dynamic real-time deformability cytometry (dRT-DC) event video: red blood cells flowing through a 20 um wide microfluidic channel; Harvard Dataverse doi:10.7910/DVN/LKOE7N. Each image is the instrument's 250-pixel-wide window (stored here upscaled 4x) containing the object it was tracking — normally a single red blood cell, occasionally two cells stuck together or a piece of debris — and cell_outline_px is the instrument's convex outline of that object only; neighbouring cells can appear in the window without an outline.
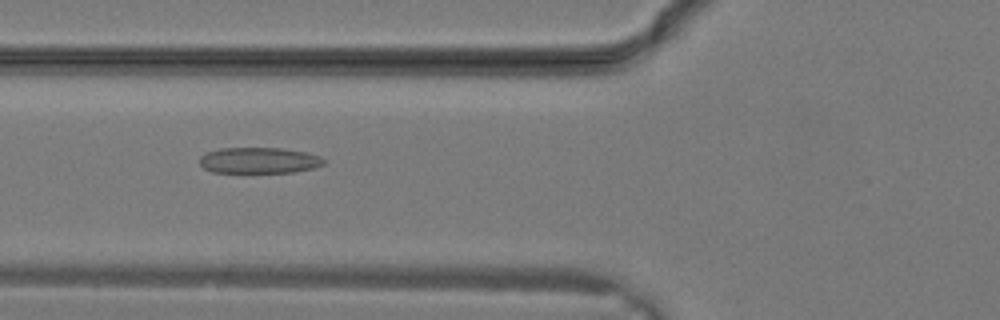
{"species": "common noctule bat (a hibernating species)", "species_latin": "Nyctalus noctula", "temperature_condition": "warm", "stored_images_in_passage": 19, "camera_frame_rate_fps": 3000, "um_per_image_px": 0.085, "animal": {"sex": "male", "body_mass_g": 19.2, "forearm_length_mm": 51.8}, "frame": {"image": 1, "passage_image": 12, "time_ms": 3.667, "image_size_px": [1000, 320], "cell_outline_px": [[324, 164], [312, 168], [292, 172], [212, 172], [204, 168], [200, 164], [200, 156], [204, 152], [220, 148], [280, 148], [304, 152], [320, 156], [324, 160]], "centroid_in_image_um": [21.96, 13.62], "position_along_channel_um": 103.8, "area_um2": 18.67}}
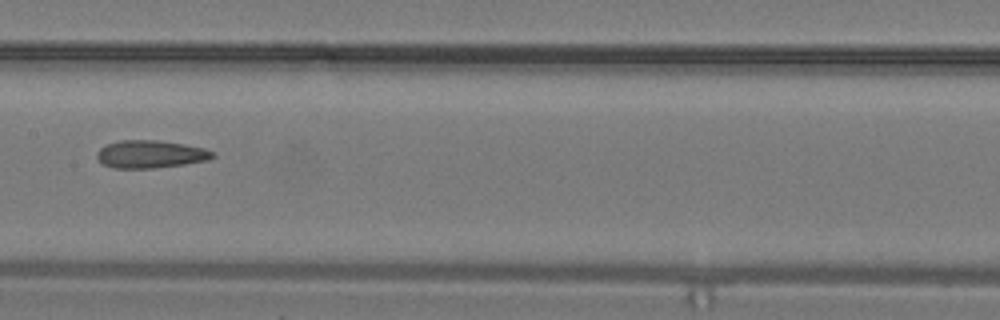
{"frame": {"image": 2, "passage_image": 16, "time_ms": 5.0, "image_size_px": [1000, 320], "cell_outline_px": [[216, 156], [208, 160], [184, 164], [152, 168], [112, 168], [104, 164], [96, 156], [96, 152], [100, 148], [108, 144], [120, 140], [156, 140], [184, 144], [204, 148], [216, 152]], "centroid_in_image_um": [12.82, 13.1], "position_along_channel_um": 194.6, "area_um2": 18.67}}
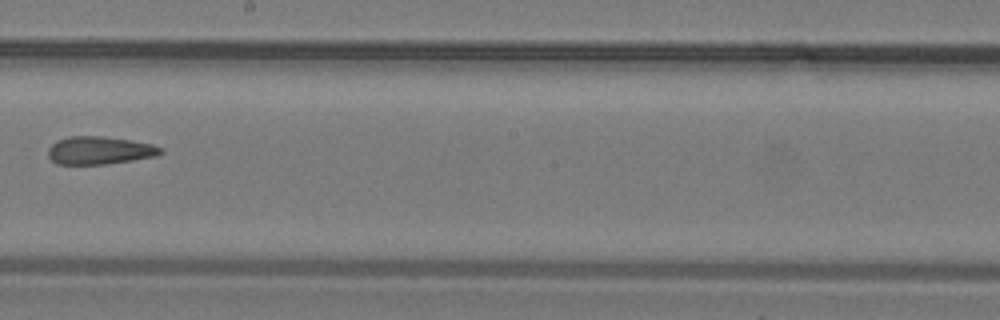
{"frame": {"image": 3, "passage_image": 18, "time_ms": 5.667, "image_size_px": [1000, 320], "cell_outline_px": [[164, 152], [156, 156], [108, 164], [56, 164], [48, 156], [48, 148], [56, 140], [68, 136], [100, 136], [128, 140], [152, 144], [164, 148]], "centroid_in_image_um": [8.45, 12.78], "position_along_channel_um": 239.7, "area_um2": 18.32}}